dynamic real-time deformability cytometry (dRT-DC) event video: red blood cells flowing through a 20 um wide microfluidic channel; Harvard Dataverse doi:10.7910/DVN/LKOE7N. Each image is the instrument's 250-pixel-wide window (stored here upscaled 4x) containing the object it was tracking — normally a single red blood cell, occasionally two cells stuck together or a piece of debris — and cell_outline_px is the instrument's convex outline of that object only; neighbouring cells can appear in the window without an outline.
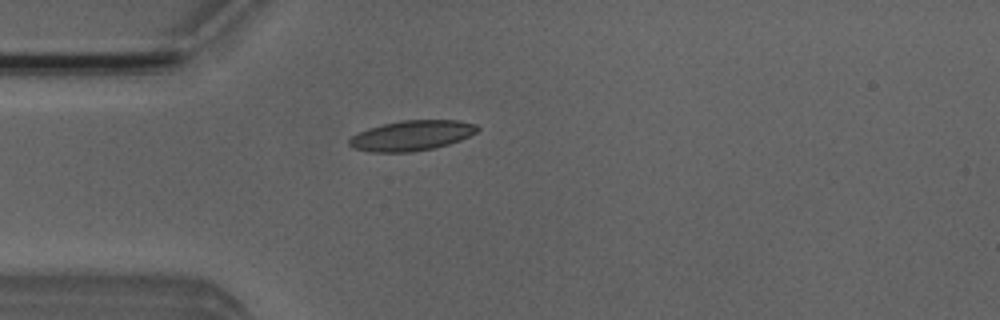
{"species": "Egyptian fruit bat (a non-hibernating species)", "species_latin": "Rousettus aegyptiacus", "temperature_condition": "room temperature", "stored_images_in_passage": 4, "camera_frame_rate_fps": 3000, "um_per_image_px": 0.085, "animal": {"sex": "male"}, "frame": {"image": 1, "passage_image": 4, "time_ms": 3.667, "image_size_px": [1000, 320], "cell_outline_px": [[480, 128], [476, 132], [460, 140], [436, 148], [412, 152], [368, 152], [352, 148], [348, 144], [348, 140], [352, 136], [368, 128], [400, 120], [460, 120], [476, 124]], "centroid_in_image_um": [34.99, 11.52], "position_along_channel_um": 50.0, "area_um2": 22.66}}